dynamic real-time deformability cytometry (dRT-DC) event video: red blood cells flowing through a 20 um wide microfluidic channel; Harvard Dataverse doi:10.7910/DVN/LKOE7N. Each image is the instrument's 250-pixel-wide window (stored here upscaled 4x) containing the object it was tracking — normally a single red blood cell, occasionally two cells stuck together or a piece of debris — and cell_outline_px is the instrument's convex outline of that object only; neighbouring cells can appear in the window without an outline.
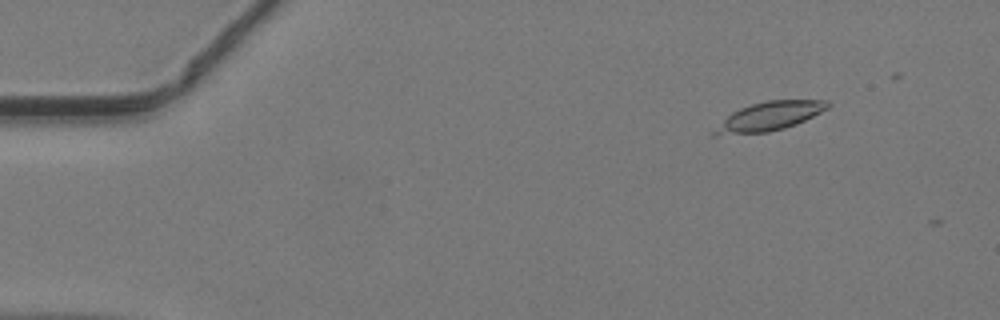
{"species": "common noctule bat (a hibernating species)", "species_latin": "Nyctalus noctula", "temperature_condition": "warm", "stored_images_in_passage": 10, "camera_frame_rate_fps": 3000, "um_per_image_px": 0.085, "animal": {"sex": "male", "body_mass_g": 19.2, "forearm_length_mm": 51.8}, "frame": {"image": 1, "passage_image": 6, "time_ms": 1.667, "image_size_px": [1000, 320], "cell_outline_px": [[832, 104], [828, 108], [796, 124], [784, 128], [768, 132], [716, 136], [712, 136], [712, 132], [732, 112], [740, 108], [752, 104], [768, 100], [828, 100]], "centroid_in_image_um": [65.4, 9.89], "position_along_channel_um": 19.6, "area_um2": 18.84}}